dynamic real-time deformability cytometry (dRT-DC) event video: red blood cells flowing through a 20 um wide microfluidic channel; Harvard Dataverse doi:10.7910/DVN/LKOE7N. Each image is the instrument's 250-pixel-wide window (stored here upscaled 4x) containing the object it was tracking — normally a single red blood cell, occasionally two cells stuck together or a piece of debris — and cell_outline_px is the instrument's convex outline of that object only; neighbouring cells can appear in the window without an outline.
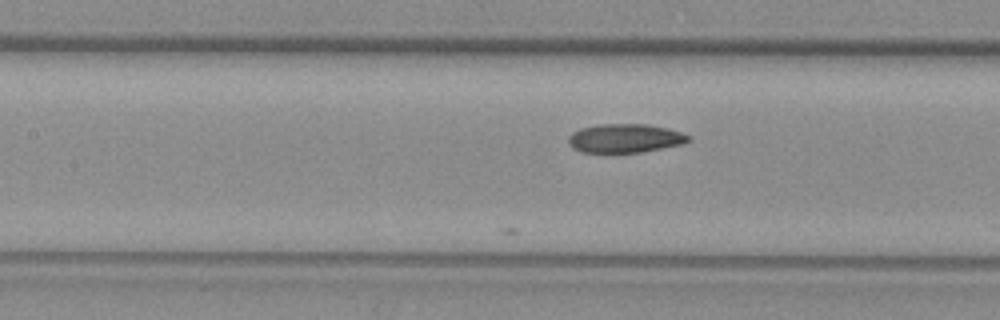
{"species": "common noctule bat (a hibernating species)", "species_latin": "Nyctalus noctula", "temperature_condition": "warm", "stored_images_in_passage": 18, "camera_frame_rate_fps": 3000, "um_per_image_px": 0.085, "animal": {"sex": "female", "body_mass_g": 29.2, "forearm_length_mm": 56.3}, "frame": {"image": 1, "passage_image": 18, "time_ms": 5.667, "image_size_px": [1000, 320], "cell_outline_px": [[692, 140], [684, 144], [640, 152], [580, 152], [572, 148], [568, 144], [568, 136], [572, 132], [580, 128], [600, 124], [648, 124], [668, 128], [692, 136]], "centroid_in_image_um": [53.14, 11.75], "position_along_channel_um": 154.3, "area_um2": 20.35}}